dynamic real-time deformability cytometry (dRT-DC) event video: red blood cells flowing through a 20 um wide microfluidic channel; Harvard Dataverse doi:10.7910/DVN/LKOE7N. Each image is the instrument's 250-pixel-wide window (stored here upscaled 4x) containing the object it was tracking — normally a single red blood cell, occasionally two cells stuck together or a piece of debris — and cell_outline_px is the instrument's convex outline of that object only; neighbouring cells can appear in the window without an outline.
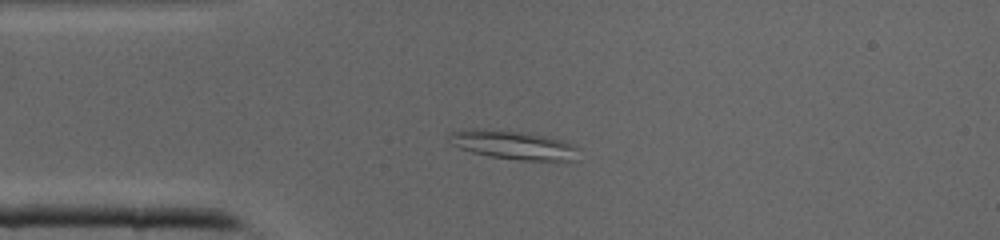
{"species": "common noctule bat (a hibernating species)", "species_latin": "Nyctalus noctula", "temperature_condition": "cold", "stored_images_in_passage": 28, "camera_frame_rate_fps": 3000, "um_per_image_px": 0.085, "animal": {"sex": "male", "body_mass_g": 19.0, "forearm_length_mm": 50.8}, "frame": {"image": 1, "passage_image": 5, "time_ms": 1.333, "image_size_px": [1000, 240], "cell_outline_px": [[580, 148], [576, 160], [520, 160], [488, 156], [472, 152], [460, 148], [452, 144], [448, 136], [448, 132], [520, 132], [548, 136], [560, 140]], "centroid_in_image_um": [43.76, 12.38], "position_along_channel_um": 41.2, "area_um2": 20.46}}
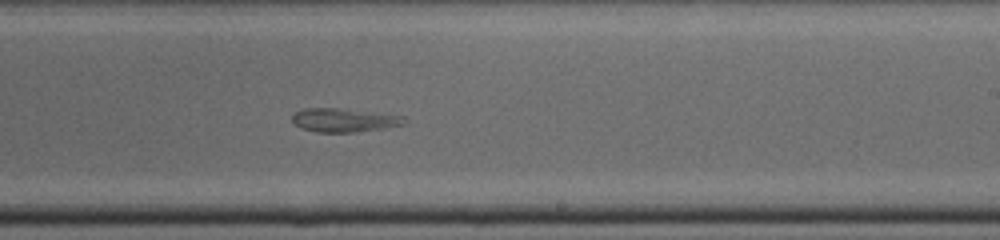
{"frame": {"image": 2, "passage_image": 20, "time_ms": 6.333, "image_size_px": [1000, 240], "cell_outline_px": [[408, 124], [384, 128], [356, 132], [316, 132], [300, 128], [292, 120], [292, 116], [296, 112], [304, 108], [340, 108], [404, 116]], "centroid_in_image_um": [29.27, 10.21], "position_along_channel_um": 259.7, "area_um2": 15.49}}
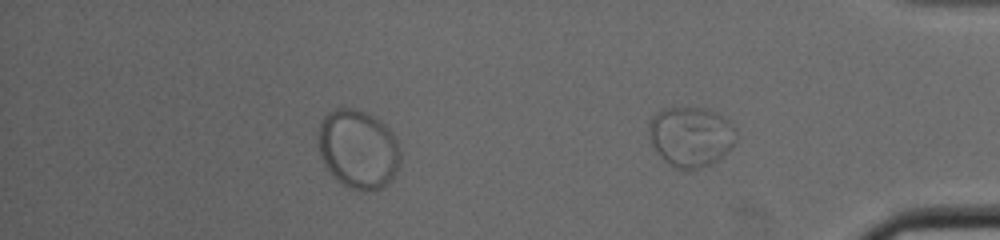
{"frame": {"image": 3, "passage_image": 28, "time_ms": 9.0, "image_size_px": [1000, 240], "cell_outline_px": [[736, 140], [728, 152], [716, 160], [700, 168], [688, 172], [672, 168], [656, 152], [652, 144], [648, 128], [648, 124], [652, 116], [656, 112], [668, 108], [708, 108], [716, 112], [728, 120], [736, 128]], "centroid_in_image_um": [58.71, 11.63], "position_along_channel_um": 376.5, "area_um2": 30.92}}